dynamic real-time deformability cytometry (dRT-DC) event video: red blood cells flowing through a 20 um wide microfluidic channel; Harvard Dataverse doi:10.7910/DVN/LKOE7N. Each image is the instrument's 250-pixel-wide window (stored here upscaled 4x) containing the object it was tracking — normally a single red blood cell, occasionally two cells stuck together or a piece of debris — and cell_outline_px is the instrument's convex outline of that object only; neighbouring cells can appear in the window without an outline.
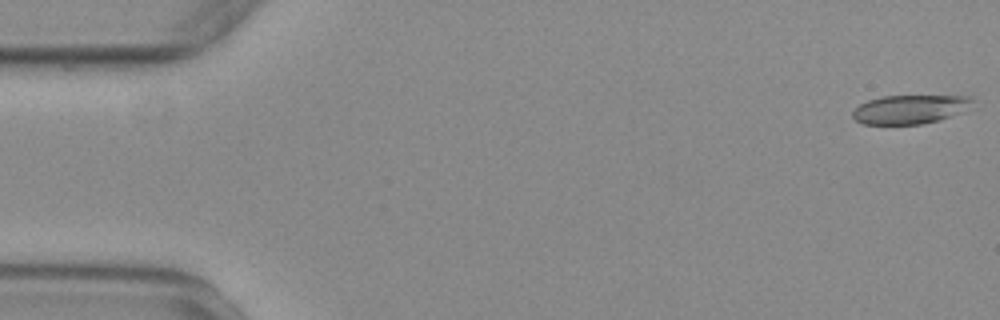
{"species": "common noctule bat (a hibernating species)", "species_latin": "Nyctalus noctula", "temperature_condition": "warm", "stored_images_in_passage": 55, "camera_frame_rate_fps": 3000, "um_per_image_px": 0.085, "animal": {"sex": "female", "body_mass_g": 29.2, "forearm_length_mm": 56.3}, "frame": {"image": 1, "passage_image": 1, "time_ms": 0.0, "image_size_px": [1000, 320], "cell_outline_px": [[976, 108], [940, 120], [920, 124], [864, 124], [856, 120], [852, 116], [852, 112], [860, 104], [868, 100], [880, 96], [968, 96], [972, 100]], "centroid_in_image_um": [77.42, 9.29], "position_along_channel_um": 7.6, "area_um2": 20.4}}
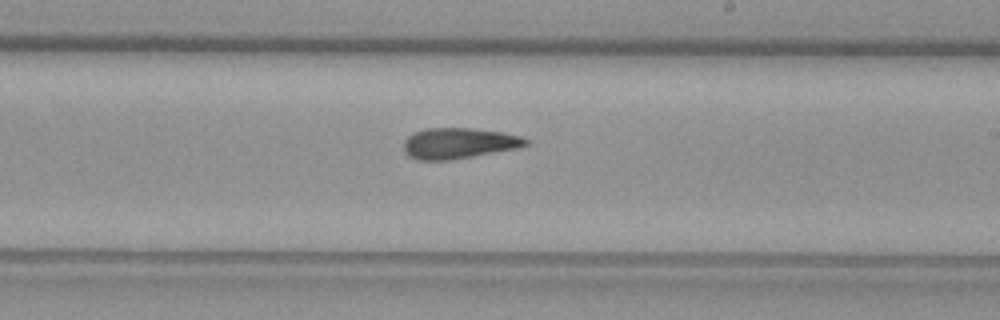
{"frame": {"image": 2, "passage_image": 32, "time_ms": 10.333, "image_size_px": [1000, 320], "cell_outline_px": [[528, 144], [516, 148], [472, 156], [448, 160], [416, 160], [408, 156], [404, 152], [404, 140], [408, 136], [424, 128], [472, 128], [504, 132], [520, 136], [528, 140]], "centroid_in_image_um": [38.95, 12.17], "position_along_channel_um": 250.0, "area_um2": 21.79}}
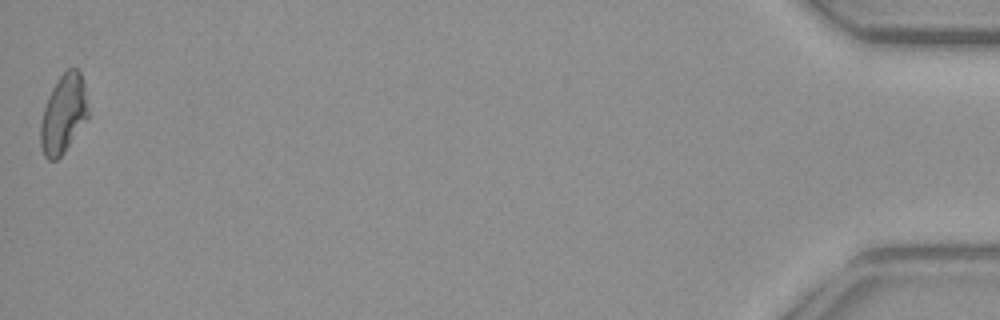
{"frame": {"image": 3, "passage_image": 55, "time_ms": 18.0, "image_size_px": [1000, 320], "cell_outline_px": [[88, 116], [64, 152], [56, 160], [48, 160], [44, 156], [40, 144], [40, 124], [44, 108], [48, 96], [52, 88], [60, 76], [68, 68], [76, 68], [80, 72], [84, 84], [88, 112]], "centroid_in_image_um": [5.37, 9.69], "position_along_channel_um": 429.8, "area_um2": 21.5}, "authors_computed_cell_mechanics": {"area_um2": 21.7906, "velocity_mm_per_s": 3.7172, "shape_relaxation_time_tau1_ms": null, "shape_relaxation_time_tau2_ms": 4.1747, "deformation_change_tau1": null, "deformation_change_tau2": 0.1187}}